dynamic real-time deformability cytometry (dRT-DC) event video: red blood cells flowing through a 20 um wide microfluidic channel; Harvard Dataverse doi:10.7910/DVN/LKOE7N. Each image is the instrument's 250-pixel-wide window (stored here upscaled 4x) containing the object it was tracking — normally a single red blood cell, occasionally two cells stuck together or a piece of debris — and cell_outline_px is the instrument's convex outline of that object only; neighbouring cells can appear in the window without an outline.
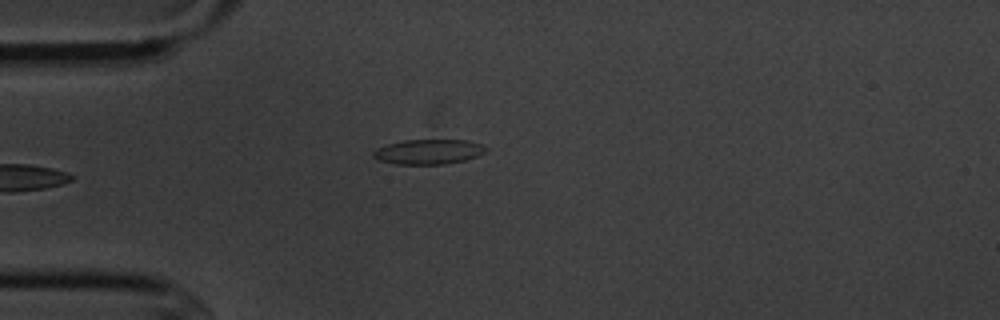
{"species": "common noctule bat (a hibernating species)", "species_latin": "Nyctalus noctula", "temperature_condition": "cold", "stored_images_in_passage": 5, "camera_frame_rate_fps": 3000, "um_per_image_px": 0.085, "animal": {"sex": "male", "body_mass_g": 20.1, "forearm_length_mm": 53.5}, "frame": {"image": 1, "passage_image": 4, "time_ms": 3.667, "image_size_px": [1000, 320], "cell_outline_px": [[488, 152], [464, 160], [444, 164], [396, 164], [380, 160], [372, 156], [372, 152], [376, 148], [388, 144], [404, 140], [468, 140], [480, 144], [488, 148]], "centroid_in_image_um": [36.43, 12.89], "position_along_channel_um": 48.6, "area_um2": 16.3}}